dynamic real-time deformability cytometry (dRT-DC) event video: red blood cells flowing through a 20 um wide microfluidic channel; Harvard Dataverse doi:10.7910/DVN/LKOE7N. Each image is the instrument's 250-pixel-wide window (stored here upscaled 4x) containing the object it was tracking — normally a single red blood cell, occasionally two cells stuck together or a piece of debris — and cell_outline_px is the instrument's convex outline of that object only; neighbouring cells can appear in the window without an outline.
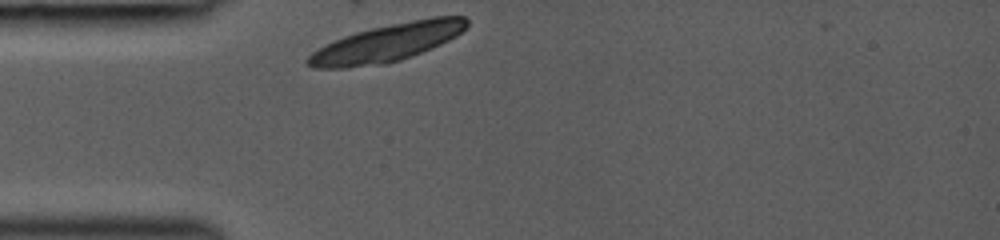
{"species": "common noctule bat (a hibernating species)", "species_latin": "Nyctalus noctula", "temperature_condition": "room temperature", "stored_images_in_passage": 27, "camera_frame_rate_fps": 3000, "um_per_image_px": 0.085, "animal": {"sex": "female", "body_mass_g": 19.0, "forearm_length_mm": 53.3}, "frame": {"image": 1, "passage_image": 1, "time_ms": 0.0, "image_size_px": [1000, 240], "cell_outline_px": [[468, 24], [456, 36], [432, 48], [412, 56], [400, 60], [384, 64], [344, 68], [312, 68], [304, 64], [304, 60], [312, 52], [344, 36], [356, 32], [372, 28], [432, 16], [464, 16], [468, 20]], "centroid_in_image_um": [32.89, 3.65], "position_along_channel_um": 52.1, "area_um2": 34.62}}
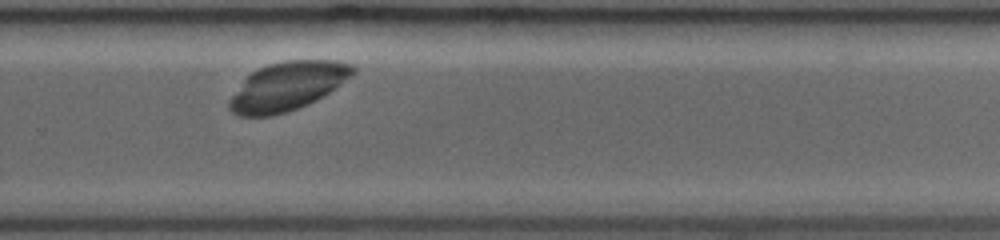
{"frame": {"image": 2, "passage_image": 21, "time_ms": 6.333, "image_size_px": [1000, 240], "cell_outline_px": [[356, 72], [340, 84], [316, 100], [308, 104], [272, 116], [240, 116], [232, 112], [228, 108], [228, 100], [244, 80], [252, 72], [268, 64], [284, 60], [336, 60], [352, 64], [356, 68]], "centroid_in_image_um": [24.43, 7.32], "position_along_channel_um": 305.4, "area_um2": 34.62}}